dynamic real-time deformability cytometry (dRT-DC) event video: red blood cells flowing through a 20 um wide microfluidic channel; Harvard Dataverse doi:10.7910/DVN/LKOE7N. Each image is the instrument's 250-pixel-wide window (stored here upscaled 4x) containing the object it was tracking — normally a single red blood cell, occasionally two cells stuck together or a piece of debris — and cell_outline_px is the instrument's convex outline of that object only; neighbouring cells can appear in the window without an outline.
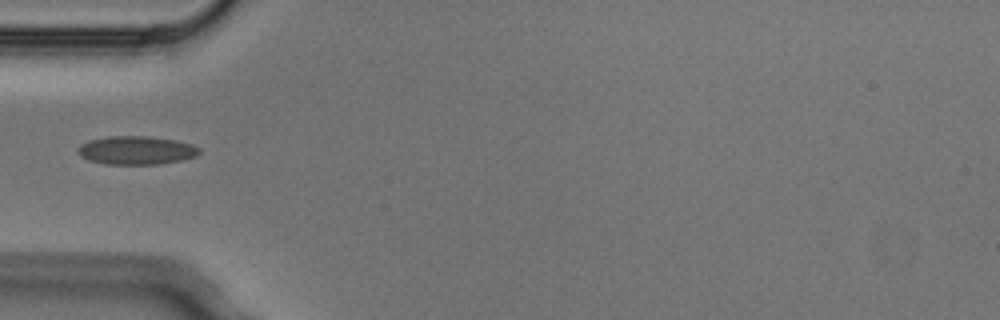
{"species": "Egyptian fruit bat (a non-hibernating species)", "species_latin": "Rousettus aegyptiacus", "temperature_condition": "cold", "stored_images_in_passage": 3, "camera_frame_rate_fps": 3000, "um_per_image_px": 0.085, "animal": {"sex": "male"}, "frame": {"image": 1, "passage_image": 3, "time_ms": 0.667, "image_size_px": [1000, 320], "cell_outline_px": [[200, 152], [196, 156], [180, 160], [160, 164], [104, 164], [88, 160], [80, 156], [76, 152], [80, 144], [88, 140], [108, 136], [148, 136], [176, 140], [192, 144], [200, 148]], "centroid_in_image_um": [11.55, 12.77], "position_along_channel_um": 73.4, "area_um2": 20.29}}